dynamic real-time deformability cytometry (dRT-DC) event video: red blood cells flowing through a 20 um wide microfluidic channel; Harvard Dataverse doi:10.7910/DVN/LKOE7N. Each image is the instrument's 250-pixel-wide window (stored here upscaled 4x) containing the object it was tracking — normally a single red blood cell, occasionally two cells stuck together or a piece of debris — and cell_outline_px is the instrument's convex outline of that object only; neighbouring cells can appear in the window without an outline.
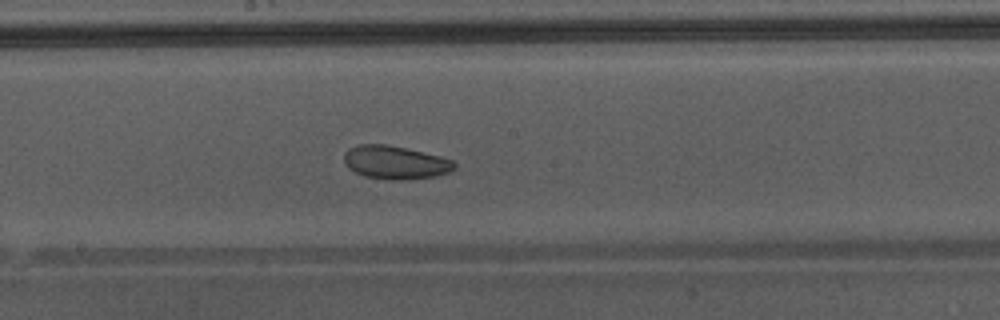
{"species": "Egyptian fruit bat (a non-hibernating species)", "species_latin": "Rousettus aegyptiacus", "temperature_condition": "warm", "stored_images_in_passage": 51, "camera_frame_rate_fps": 3000, "um_per_image_px": 0.085, "animal": {"sex": "male"}, "frame": {"image": 1, "passage_image": 30, "time_ms": 9.667, "image_size_px": [1000, 320], "cell_outline_px": [[456, 168], [448, 172], [436, 176], [404, 180], [388, 180], [364, 176], [348, 168], [344, 164], [344, 152], [348, 148], [356, 144], [388, 144], [440, 156], [452, 160], [456, 164]], "centroid_in_image_um": [33.56, 13.8], "position_along_channel_um": 214.6, "area_um2": 21.62}, "authors_computed_cell_mechanics": {"area_um2": 28.2642, "velocity_mm_per_s": 4.3073, "shape_relaxation_time_tau1_ms": 5.2903, "shape_relaxation_time_tau2_ms": 2.2734, "deformation_change_tau1": 0.0883, "deformation_change_tau2": 0.0705}}